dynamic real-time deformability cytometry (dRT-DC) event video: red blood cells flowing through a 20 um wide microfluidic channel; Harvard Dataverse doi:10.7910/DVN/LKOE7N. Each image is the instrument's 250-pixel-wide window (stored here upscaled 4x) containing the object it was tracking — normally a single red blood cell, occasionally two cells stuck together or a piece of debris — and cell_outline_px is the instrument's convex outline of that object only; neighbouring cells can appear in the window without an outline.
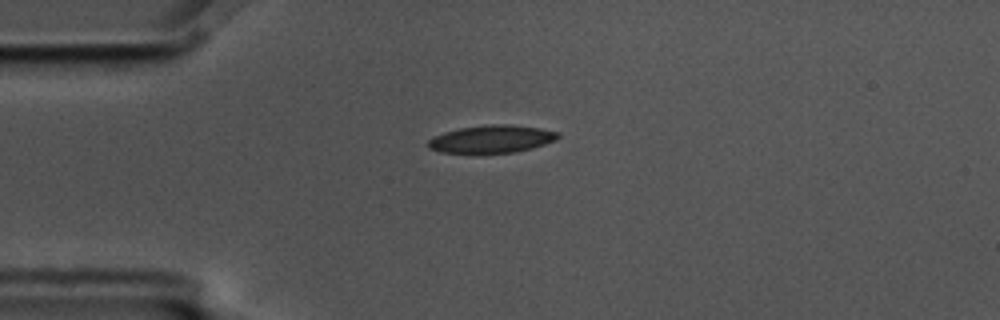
{"species": "common noctule bat (a hibernating species)", "species_latin": "Nyctalus noctula", "temperature_condition": "cold", "stored_images_in_passage": 5, "camera_frame_rate_fps": 3000, "um_per_image_px": 0.085, "animal": {"sex": "male", "body_mass_g": 17.5, "forearm_length_mm": 52.3}, "frame": {"image": 1, "passage_image": 1, "time_ms": 0.0, "image_size_px": [1000, 320], "cell_outline_px": [[560, 136], [556, 140], [532, 148], [516, 152], [440, 152], [428, 148], [428, 140], [444, 132], [460, 128], [488, 124], [508, 124], [540, 128], [560, 132]], "centroid_in_image_um": [41.83, 11.8], "position_along_channel_um": 43.2, "area_um2": 20.69}}